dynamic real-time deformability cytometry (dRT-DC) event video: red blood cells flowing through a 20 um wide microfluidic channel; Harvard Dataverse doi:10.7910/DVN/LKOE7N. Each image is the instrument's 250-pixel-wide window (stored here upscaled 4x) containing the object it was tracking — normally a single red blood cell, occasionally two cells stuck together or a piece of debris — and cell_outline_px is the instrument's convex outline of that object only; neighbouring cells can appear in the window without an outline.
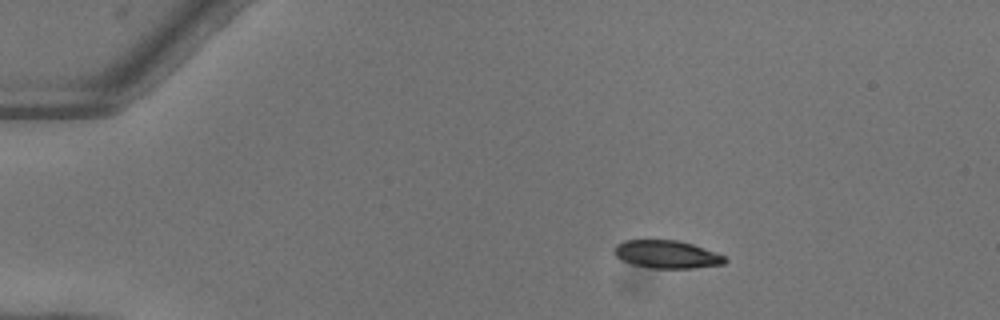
{"species": "common noctule bat (a hibernating species)", "species_latin": "Nyctalus noctula", "temperature_condition": "warm", "stored_images_in_passage": 43, "camera_frame_rate_fps": 3000, "um_per_image_px": 0.085, "animal": {"sex": "female"}, "frame": {"image": 1, "passage_image": 1, "time_ms": 0.0, "image_size_px": [1000, 320], "cell_outline_px": [[728, 260], [724, 264], [692, 268], [652, 268], [632, 264], [620, 260], [612, 252], [612, 248], [616, 244], [624, 240], [680, 240], [716, 252], [724, 256]], "centroid_in_image_um": [56.64, 21.61], "position_along_channel_um": 28.4, "area_um2": 18.15}}
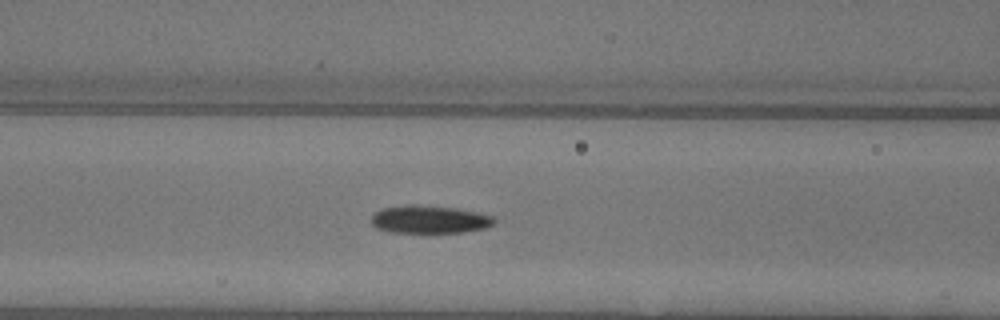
{"frame": {"image": 2, "passage_image": 14, "time_ms": 4.333, "image_size_px": [1000, 320], "cell_outline_px": [[496, 224], [484, 228], [464, 232], [388, 232], [376, 228], [372, 224], [372, 216], [376, 212], [384, 208], [408, 204], [416, 204], [452, 208], [480, 212], [492, 216], [496, 220]], "centroid_in_image_um": [36.53, 18.65], "position_along_channel_um": 130.1, "area_um2": 19.94}}
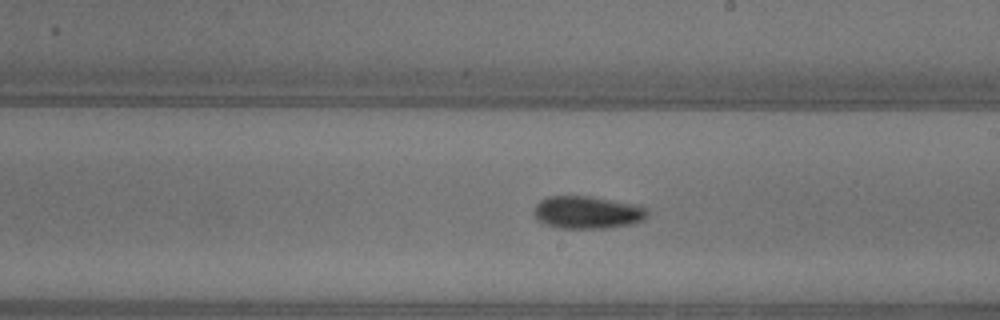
{"frame": {"image": 3, "passage_image": 22, "time_ms": 7.0, "image_size_px": [1000, 320], "cell_outline_px": [[648, 212], [640, 220], [628, 224], [608, 228], [560, 228], [544, 224], [532, 212], [532, 208], [540, 200], [548, 196], [592, 196], [636, 204], [648, 208]], "centroid_in_image_um": [49.88, 18.03], "position_along_channel_um": 239.1, "area_um2": 21.5}, "authors_computed_cell_mechanics": {"area_um2": 19.941, "velocity_mm_per_s": 4.1036, "shape_relaxation_time_tau1_ms": 4.9916, "shape_relaxation_time_tau2_ms": 5.2623, "deformation_change_tau1": 0.1883, "deformation_change_tau2": 0.1137}}